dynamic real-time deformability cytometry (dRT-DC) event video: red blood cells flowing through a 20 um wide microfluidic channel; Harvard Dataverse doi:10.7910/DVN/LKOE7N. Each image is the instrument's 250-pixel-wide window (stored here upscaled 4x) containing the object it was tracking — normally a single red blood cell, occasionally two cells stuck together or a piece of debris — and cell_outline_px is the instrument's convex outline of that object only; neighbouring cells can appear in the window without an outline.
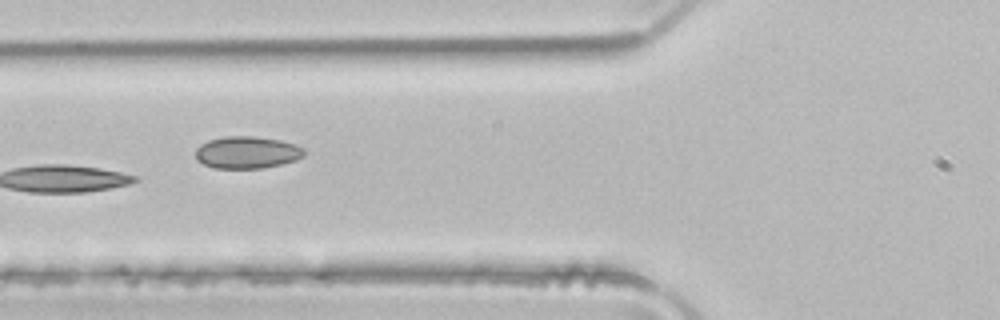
{"species": "common noctule bat (a hibernating species)", "species_latin": "Nyctalus noctula", "temperature_condition": "room temperature", "stored_images_in_passage": 5, "camera_frame_rate_fps": 3000, "um_per_image_px": 0.085, "animal": {"sex": "male", "body_mass_g": 21.5, "forearm_length_mm": 52.0}, "frame": {"image": 1, "passage_image": 4, "time_ms": 1.0, "image_size_px": [1000, 320], "cell_outline_px": [[304, 156], [296, 160], [280, 164], [260, 168], [212, 168], [196, 160], [196, 148], [200, 144], [208, 140], [224, 136], [252, 136], [280, 140], [296, 144], [304, 148]], "centroid_in_image_um": [20.98, 12.95], "position_along_channel_um": 104.8, "area_um2": 20.4}}
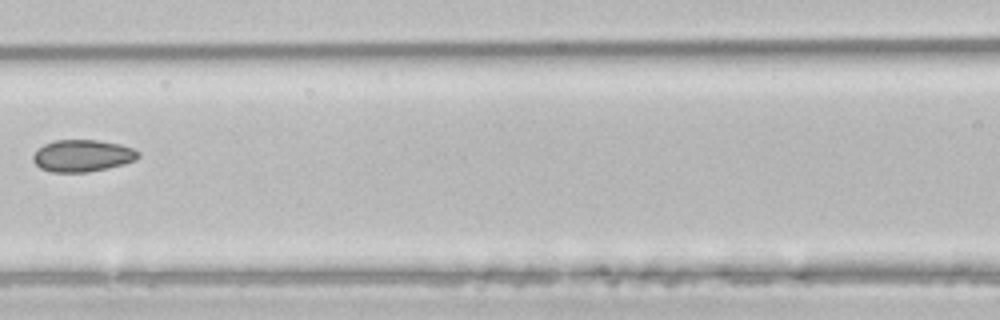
{"frame": {"image": 2, "passage_image": 5, "time_ms": 1.333, "image_size_px": [1000, 320], "cell_outline_px": [[140, 156], [136, 160], [124, 164], [108, 168], [88, 172], [52, 172], [40, 168], [32, 160], [32, 156], [36, 148], [44, 144], [56, 140], [100, 140], [120, 144], [132, 148], [140, 152]], "centroid_in_image_um": [7.0, 13.23], "position_along_channel_um": 159.6, "area_um2": 19.83}}